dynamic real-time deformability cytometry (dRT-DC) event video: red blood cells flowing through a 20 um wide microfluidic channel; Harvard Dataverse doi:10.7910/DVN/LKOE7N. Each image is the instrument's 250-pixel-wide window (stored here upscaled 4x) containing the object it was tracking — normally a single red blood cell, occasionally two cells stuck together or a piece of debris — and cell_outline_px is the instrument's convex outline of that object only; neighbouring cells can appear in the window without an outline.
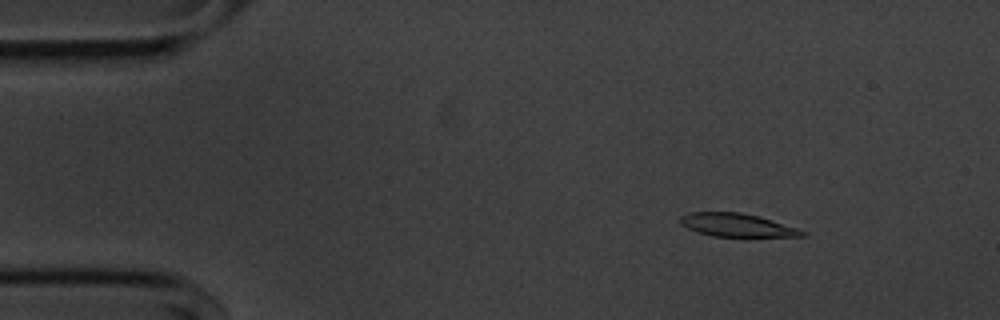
{"species": "common noctule bat (a hibernating species)", "species_latin": "Nyctalus noctula", "temperature_condition": "cold", "stored_images_in_passage": 55, "camera_frame_rate_fps": 3000, "um_per_image_px": 0.085, "animal": {"sex": "male", "body_mass_g": 20.1, "forearm_length_mm": 53.5}, "frame": {"image": 1, "passage_image": 7, "time_ms": 2.0, "image_size_px": [1000, 320], "cell_outline_px": [[808, 236], [712, 236], [696, 232], [680, 224], [680, 216], [688, 212], [740, 212], [756, 216], [796, 228], [808, 232]], "centroid_in_image_um": [62.58, 19.13], "position_along_channel_um": 22.4, "area_um2": 16.24}}
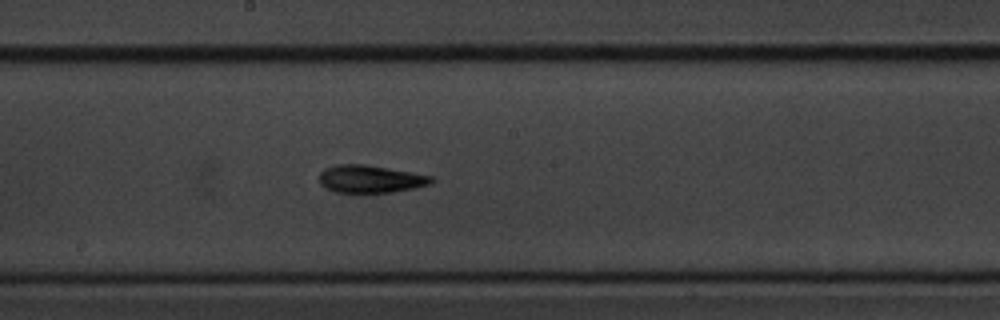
{"frame": {"image": 2, "passage_image": 29, "time_ms": 9.333, "image_size_px": [1000, 320], "cell_outline_px": [[436, 180], [432, 184], [392, 192], [336, 192], [324, 188], [320, 184], [320, 172], [324, 168], [336, 164], [364, 164], [432, 176]], "centroid_in_image_um": [31.46, 15.21], "position_along_channel_um": 216.7, "area_um2": 17.98}}
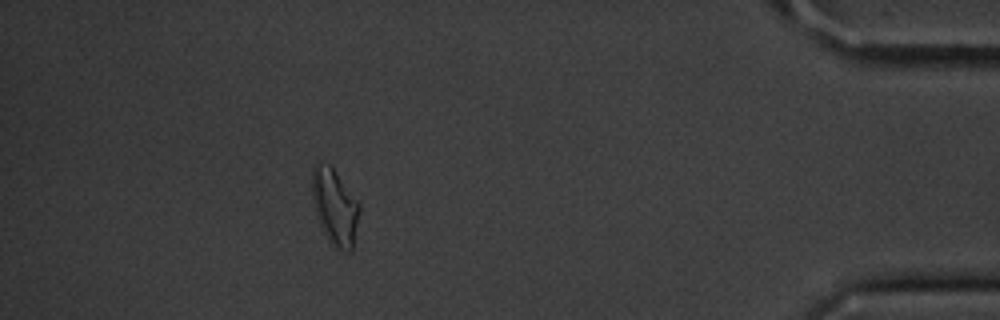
{"frame": {"image": 3, "passage_image": 49, "time_ms": 16.0, "image_size_px": [1000, 320], "cell_outline_px": [[360, 212], [352, 252], [348, 252], [336, 248], [328, 240], [316, 216], [312, 196], [312, 168], [316, 164], [328, 164], [332, 168], [360, 204]], "centroid_in_image_um": [28.47, 17.63], "position_along_channel_um": 406.7, "area_um2": 20.75}, "authors_computed_cell_mechanics": {"area_um2": 17.8602, "velocity_mm_per_s": 3.6131, "shape_relaxation_time_tau1_ms": 2.856, "shape_relaxation_time_tau2_ms": 5.3151, "deformation_change_tau1": 0.1539, "deformation_change_tau2": 0.1554}}